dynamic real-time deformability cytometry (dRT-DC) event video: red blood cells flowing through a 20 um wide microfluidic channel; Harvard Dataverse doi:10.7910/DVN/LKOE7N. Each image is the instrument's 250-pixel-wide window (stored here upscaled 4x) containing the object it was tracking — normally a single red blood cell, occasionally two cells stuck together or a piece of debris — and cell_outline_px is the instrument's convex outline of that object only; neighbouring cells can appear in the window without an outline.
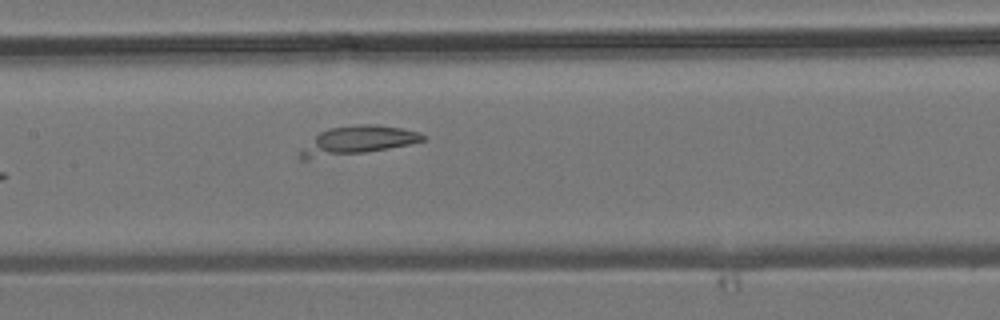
{"species": "common noctule bat (a hibernating species)", "species_latin": "Nyctalus noctula", "temperature_condition": "room temperature", "stored_images_in_passage": 5, "camera_frame_rate_fps": 3000, "um_per_image_px": 0.085, "animal": {"sex": "male", "body_mass_g": 19.2, "forearm_length_mm": 51.8}, "frame": {"image": 1, "passage_image": 5, "time_ms": 4.667, "image_size_px": [1000, 320], "cell_outline_px": [[424, 140], [408, 144], [388, 148], [364, 152], [304, 160], [300, 160], [300, 152], [320, 132], [328, 128], [360, 124], [376, 124], [400, 128], [420, 132], [424, 136]], "centroid_in_image_um": [30.39, 11.93], "position_along_channel_um": 177.0, "area_um2": 19.77}}